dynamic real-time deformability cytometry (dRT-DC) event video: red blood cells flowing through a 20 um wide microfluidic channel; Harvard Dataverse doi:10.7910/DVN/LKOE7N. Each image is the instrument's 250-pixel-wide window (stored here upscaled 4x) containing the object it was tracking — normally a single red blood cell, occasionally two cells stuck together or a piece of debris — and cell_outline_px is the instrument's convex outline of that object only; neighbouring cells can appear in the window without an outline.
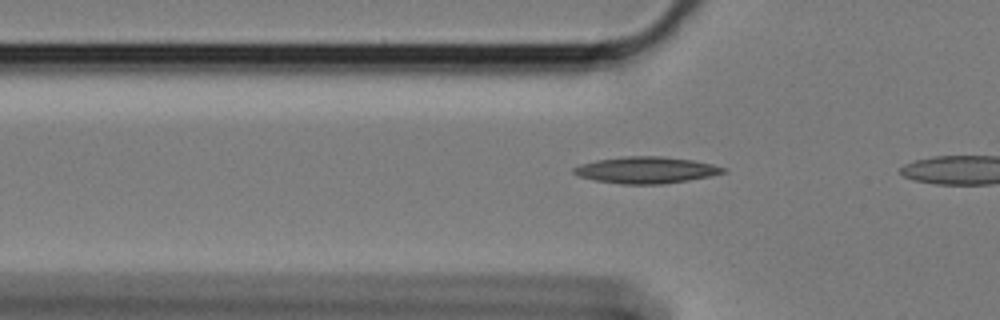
{"species": "Egyptian fruit bat (a non-hibernating species)", "species_latin": "Rousettus aegyptiacus", "temperature_condition": "cold", "stored_images_in_passage": 8, "camera_frame_rate_fps": 3000, "um_per_image_px": 0.085, "animal": {"sex": "female"}, "frame": {"image": 1, "passage_image": 6, "time_ms": 1.667, "image_size_px": [1000, 320], "cell_outline_px": [[728, 172], [688, 180], [664, 184], [620, 184], [596, 180], [576, 176], [572, 172], [572, 168], [580, 164], [596, 160], [624, 156], [660, 156], [692, 160], [712, 164], [728, 168]], "centroid_in_image_um": [54.9, 14.45], "position_along_channel_um": 70.9, "area_um2": 23.24}}